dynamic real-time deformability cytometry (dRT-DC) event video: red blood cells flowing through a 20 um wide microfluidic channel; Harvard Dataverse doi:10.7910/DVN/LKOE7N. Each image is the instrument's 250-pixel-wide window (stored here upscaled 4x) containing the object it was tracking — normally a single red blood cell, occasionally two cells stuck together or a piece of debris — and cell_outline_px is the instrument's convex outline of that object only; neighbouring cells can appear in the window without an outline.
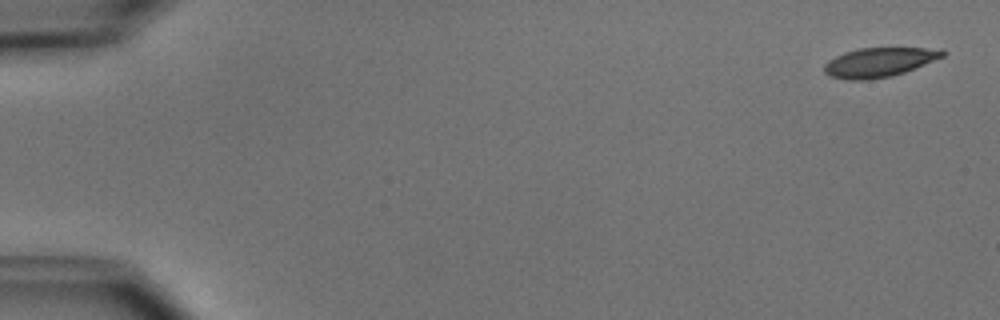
{"species": "common noctule bat (a hibernating species)", "species_latin": "Nyctalus noctula", "temperature_condition": "cold", "stored_images_in_passage": 5, "camera_frame_rate_fps": 3000, "um_per_image_px": 0.085, "animal": {"sex": "male", "body_mass_g": 15.6}, "frame": {"image": 1, "passage_image": 1, "time_ms": 0.0, "image_size_px": [1000, 320], "cell_outline_px": [[944, 56], [904, 72], [892, 76], [868, 80], [848, 80], [832, 76], [824, 72], [824, 64], [828, 60], [844, 52], [860, 48], [944, 48]], "centroid_in_image_um": [74.72, 5.29], "position_along_channel_um": 10.3, "area_um2": 20.11}}
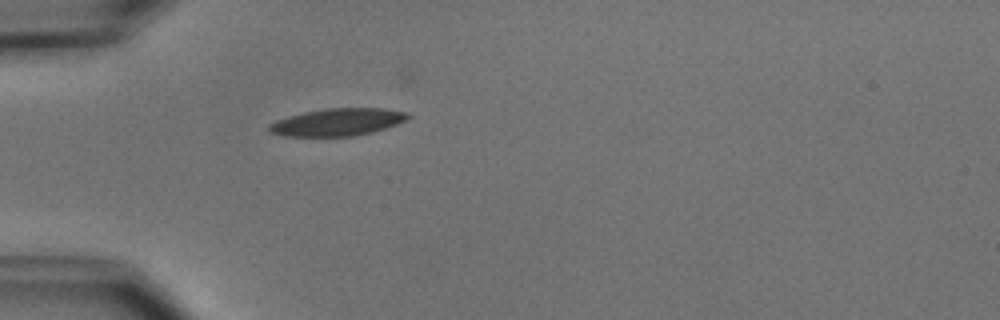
{"frame": {"image": 2, "passage_image": 5, "time_ms": 4.667, "image_size_px": [1000, 320], "cell_outline_px": [[412, 116], [396, 124], [372, 132], [352, 136], [284, 136], [268, 132], [268, 124], [276, 120], [288, 116], [304, 112], [324, 108], [384, 108], [408, 112]], "centroid_in_image_um": [28.66, 10.37], "position_along_channel_um": 56.3, "area_um2": 22.2}}